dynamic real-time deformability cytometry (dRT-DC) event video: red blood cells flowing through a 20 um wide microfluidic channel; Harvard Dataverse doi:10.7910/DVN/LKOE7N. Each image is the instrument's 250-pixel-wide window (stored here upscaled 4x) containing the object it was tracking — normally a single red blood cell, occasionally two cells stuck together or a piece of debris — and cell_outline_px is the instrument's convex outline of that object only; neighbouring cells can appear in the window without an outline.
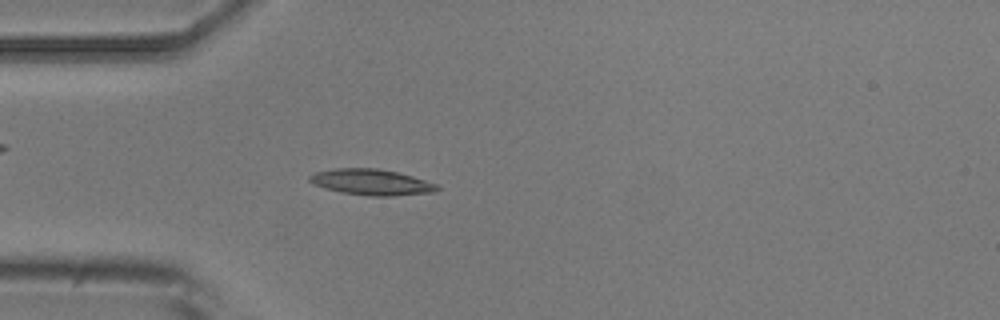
{"species": "common noctule bat (a hibernating species)", "species_latin": "Nyctalus noctula", "temperature_condition": "room temperature", "stored_images_in_passage": 5, "camera_frame_rate_fps": 3000, "um_per_image_px": 0.085, "animal": {"sex": "male", "body_mass_g": 20.5, "forearm_length_mm": 52.5}, "frame": {"image": 1, "passage_image": 5, "time_ms": 5.667, "image_size_px": [1000, 320], "cell_outline_px": [[440, 188], [436, 192], [392, 196], [372, 196], [344, 192], [328, 188], [316, 184], [308, 180], [308, 176], [316, 172], [336, 168], [376, 168], [396, 172], [412, 176], [436, 184]], "centroid_in_image_um": [31.61, 15.48], "position_along_channel_um": 53.4, "area_um2": 18.9}}